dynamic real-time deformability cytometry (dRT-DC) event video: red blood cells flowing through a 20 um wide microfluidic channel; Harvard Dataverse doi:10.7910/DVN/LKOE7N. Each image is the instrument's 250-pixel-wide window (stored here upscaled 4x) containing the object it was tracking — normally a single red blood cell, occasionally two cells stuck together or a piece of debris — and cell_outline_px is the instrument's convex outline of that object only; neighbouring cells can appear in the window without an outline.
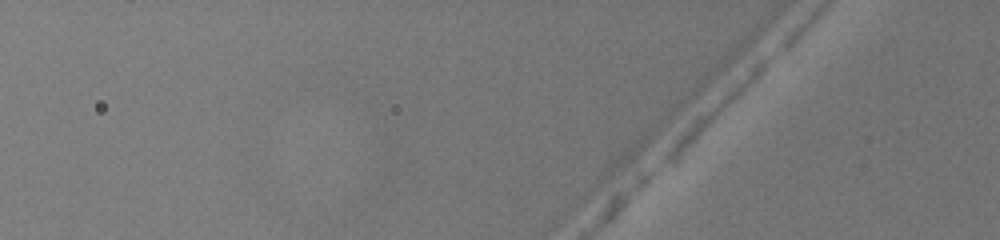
{"species": "common noctule bat (a hibernating species)", "species_latin": "Nyctalus noctula", "temperature_condition": "warm", "stored_images_in_passage": 3, "camera_frame_rate_fps": 3000, "um_per_image_px": 0.085, "animal": {"sex": "female", "body_mass_g": 19.5, "forearm_length_mm": 54.1}, "frame": {"image": 1, "passage_image": 3, "time_ms": 0.667, "image_size_px": [1000, 240], "cell_outline_px": [[776, 52], [740, 92], [688, 140], [664, 160], [660, 160], [664, 152], [676, 136], [700, 112], [760, 56], [772, 52]], "centroid_in_image_um": [60.96, 8.88], "position_along_channel_um": 64.8, "area_um2": 11.85}}